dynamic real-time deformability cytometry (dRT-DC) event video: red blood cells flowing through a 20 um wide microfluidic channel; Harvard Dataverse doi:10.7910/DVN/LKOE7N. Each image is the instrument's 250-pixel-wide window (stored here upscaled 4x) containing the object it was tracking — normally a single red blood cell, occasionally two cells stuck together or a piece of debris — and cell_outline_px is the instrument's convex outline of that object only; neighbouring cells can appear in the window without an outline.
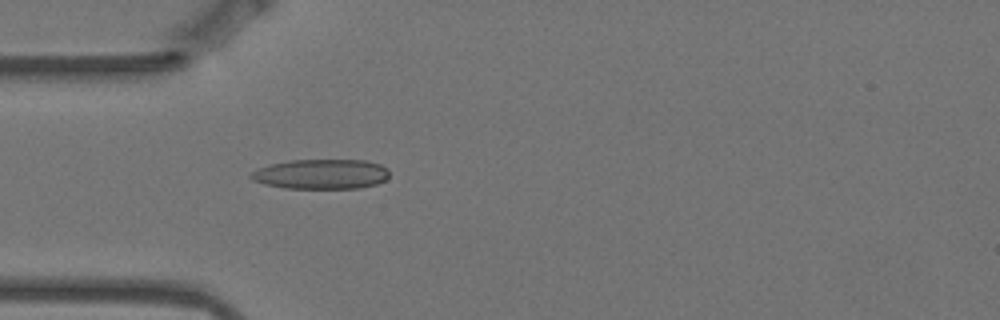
{"species": "Egyptian fruit bat (a non-hibernating species)", "species_latin": "Rousettus aegyptiacus", "temperature_condition": "warm", "stored_images_in_passage": 4, "camera_frame_rate_fps": 3000, "um_per_image_px": 0.085, "animal": {"sex": "female"}, "frame": {"image": 1, "passage_image": 4, "time_ms": 1.0, "image_size_px": [1000, 320], "cell_outline_px": [[388, 176], [384, 180], [376, 184], [360, 188], [284, 188], [264, 184], [252, 180], [248, 176], [252, 172], [260, 168], [272, 164], [292, 160], [364, 160], [380, 164], [388, 168]], "centroid_in_image_um": [27.3, 14.8], "position_along_channel_um": 57.7, "area_um2": 23.99}}